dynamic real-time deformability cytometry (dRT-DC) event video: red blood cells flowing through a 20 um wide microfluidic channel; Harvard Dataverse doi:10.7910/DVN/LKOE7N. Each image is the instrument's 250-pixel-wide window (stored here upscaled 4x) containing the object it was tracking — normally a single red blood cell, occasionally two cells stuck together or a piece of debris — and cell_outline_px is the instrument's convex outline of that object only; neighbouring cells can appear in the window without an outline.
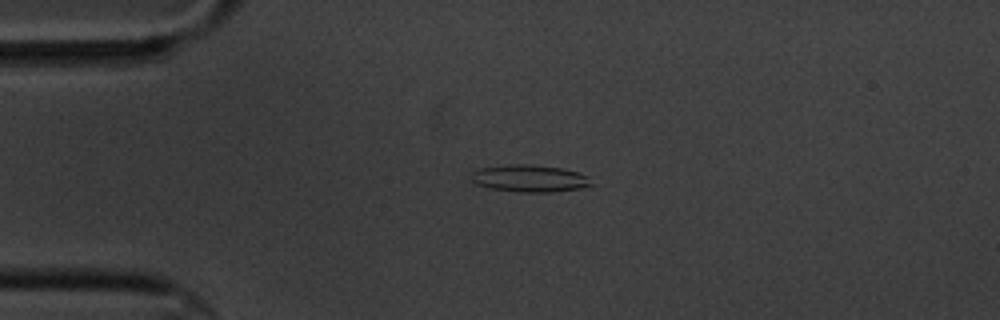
{"species": "common noctule bat (a hibernating species)", "species_latin": "Nyctalus noctula", "temperature_condition": "cold", "stored_images_in_passage": 5, "camera_frame_rate_fps": 3000, "um_per_image_px": 0.085, "animal": {"sex": "male", "body_mass_g": 20.1, "forearm_length_mm": 53.5}, "frame": {"image": 1, "passage_image": 4, "time_ms": 3.667, "image_size_px": [1000, 320], "cell_outline_px": [[592, 184], [580, 188], [552, 192], [520, 192], [492, 188], [476, 184], [472, 180], [472, 172], [480, 168], [512, 164], [528, 164], [560, 168], [580, 172], [588, 176]], "centroid_in_image_um": [45.03, 15.16], "position_along_channel_um": 40.0, "area_um2": 18.79}}